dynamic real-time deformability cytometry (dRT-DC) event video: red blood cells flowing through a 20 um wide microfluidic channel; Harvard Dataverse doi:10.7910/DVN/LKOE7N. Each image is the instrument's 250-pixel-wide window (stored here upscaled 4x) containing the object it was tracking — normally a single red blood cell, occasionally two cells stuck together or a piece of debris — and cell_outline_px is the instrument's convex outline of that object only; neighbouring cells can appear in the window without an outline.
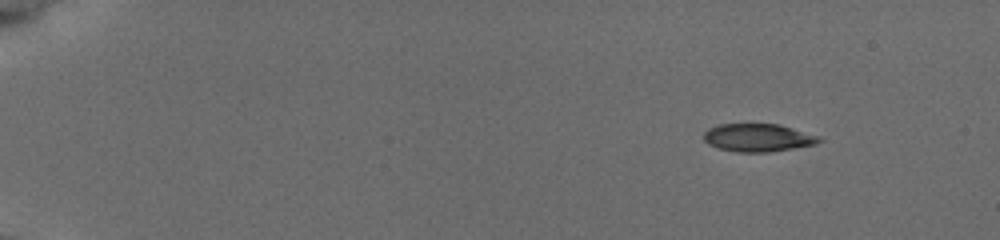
{"species": "common noctule bat (a hibernating species)", "species_latin": "Nyctalus noctula", "temperature_condition": "cold", "stored_images_in_passage": 50, "camera_frame_rate_fps": 3000, "um_per_image_px": 0.085, "animal": {"sex": "female", "body_mass_g": 19.5, "forearm_length_mm": 54.1}, "frame": {"image": 1, "passage_image": 1, "time_ms": 0.0, "image_size_px": [1000, 240], "cell_outline_px": [[824, 140], [816, 144], [768, 152], [740, 152], [720, 148], [708, 144], [704, 140], [704, 132], [708, 128], [720, 124], [780, 124], [820, 136]], "centroid_in_image_um": [64.45, 11.69], "position_along_channel_um": 20.5, "area_um2": 18.73}}
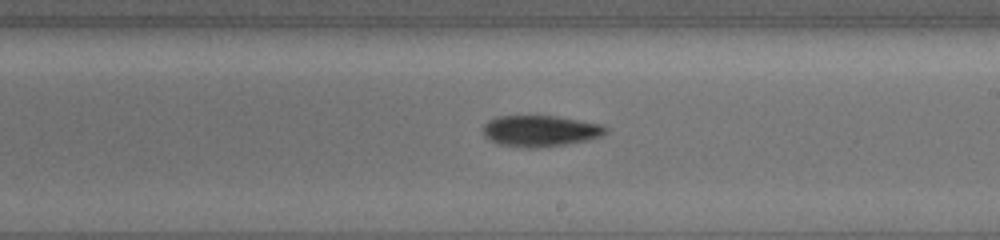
{"frame": {"image": 2, "passage_image": 29, "time_ms": 9.333, "image_size_px": [1000, 240], "cell_outline_px": [[608, 132], [600, 136], [584, 140], [564, 144], [536, 148], [528, 148], [500, 144], [484, 136], [484, 124], [488, 120], [496, 116], [556, 116], [600, 124], [608, 128]], "centroid_in_image_um": [45.91, 11.12], "position_along_channel_um": 243.1, "area_um2": 21.96}}
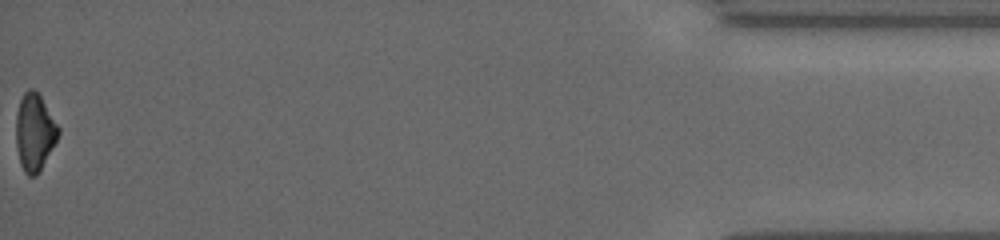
{"frame": {"image": 3, "passage_image": 50, "time_ms": 16.333, "image_size_px": [1000, 240], "cell_outline_px": [[60, 132], [40, 172], [36, 176], [28, 176], [24, 172], [20, 164], [16, 144], [16, 112], [20, 100], [24, 92], [28, 88], [32, 88], [40, 96], [60, 128]], "centroid_in_image_um": [2.93, 11.26], "position_along_channel_um": 432.3, "area_um2": 19.02}, "authors_computed_cell_mechanics": {"area_um2": 20.7213, "velocity_mm_per_s": 3.8461, "shape_relaxation_time_tau1_ms": 4.1316, "shape_relaxation_time_tau2_ms": null, "deformation_change_tau1": 0.1369, "deformation_change_tau2": null}}